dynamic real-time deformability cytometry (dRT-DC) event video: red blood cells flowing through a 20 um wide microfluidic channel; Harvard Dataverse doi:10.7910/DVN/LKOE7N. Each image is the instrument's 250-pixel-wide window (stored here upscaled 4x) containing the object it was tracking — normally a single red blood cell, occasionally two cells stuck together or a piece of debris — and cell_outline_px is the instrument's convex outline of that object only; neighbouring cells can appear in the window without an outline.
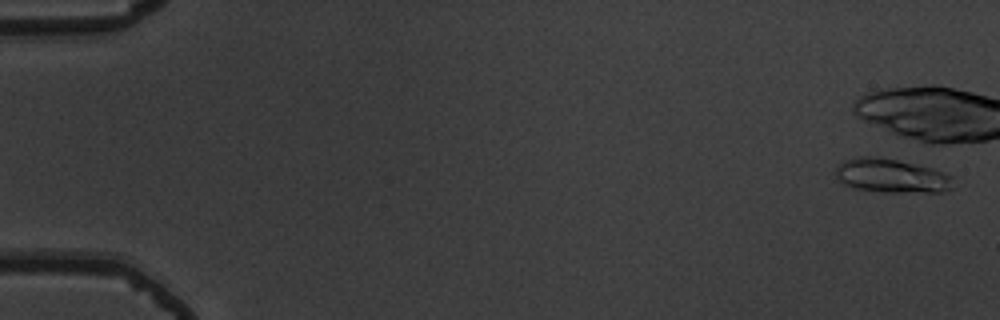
{"species": "common noctule bat (a hibernating species)", "species_latin": "Nyctalus noctula", "temperature_condition": "warm", "stored_images_in_passage": 11, "camera_frame_rate_fps": 3000, "um_per_image_px": 0.085, "animal": {"sex": "male", "body_mass_g": 19.5, "forearm_length_mm": 54.6}, "frame": {"image": 1, "passage_image": 2, "time_ms": 0.333, "image_size_px": [1000, 320], "cell_outline_px": [[956, 188], [940, 192], [884, 192], [852, 188], [844, 184], [836, 176], [836, 168], [844, 160], [860, 156], [868, 156], [896, 160], [916, 164], [932, 168], [944, 172], [952, 176]], "centroid_in_image_um": [75.82, 14.96], "position_along_channel_um": 9.2, "area_um2": 23.35}}